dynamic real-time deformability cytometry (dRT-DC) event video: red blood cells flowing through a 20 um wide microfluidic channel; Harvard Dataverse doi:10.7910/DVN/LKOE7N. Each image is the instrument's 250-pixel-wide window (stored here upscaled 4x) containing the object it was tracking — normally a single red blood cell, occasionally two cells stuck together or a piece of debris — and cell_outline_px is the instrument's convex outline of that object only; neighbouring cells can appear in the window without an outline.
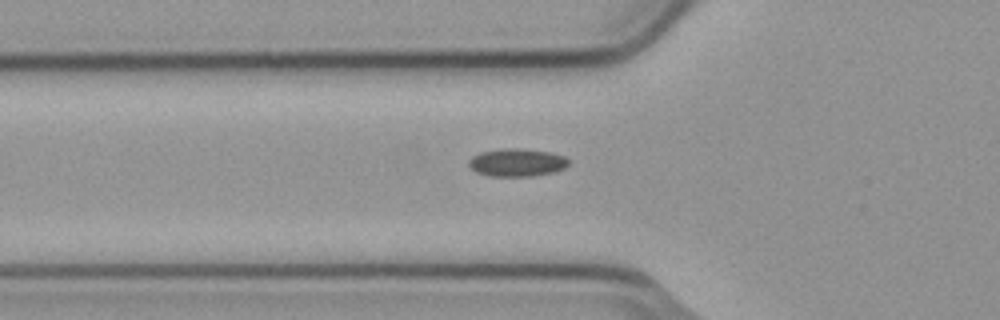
{"species": "common noctule bat (a hibernating species)", "species_latin": "Nyctalus noctula", "temperature_condition": "cold", "stored_images_in_passage": 4, "camera_frame_rate_fps": 3000, "um_per_image_px": 0.085, "animal": {"sex": "male", "body_mass_g": 23.1, "forearm_length_mm": 52.7}, "frame": {"image": 1, "passage_image": 3, "time_ms": 0.667, "image_size_px": [1000, 320], "cell_outline_px": [[568, 164], [564, 168], [552, 172], [532, 176], [488, 176], [476, 172], [468, 164], [468, 160], [472, 156], [480, 152], [504, 148], [520, 148], [552, 152], [564, 156], [568, 160]], "centroid_in_image_um": [43.92, 13.8], "position_along_channel_um": 81.9, "area_um2": 16.24}}
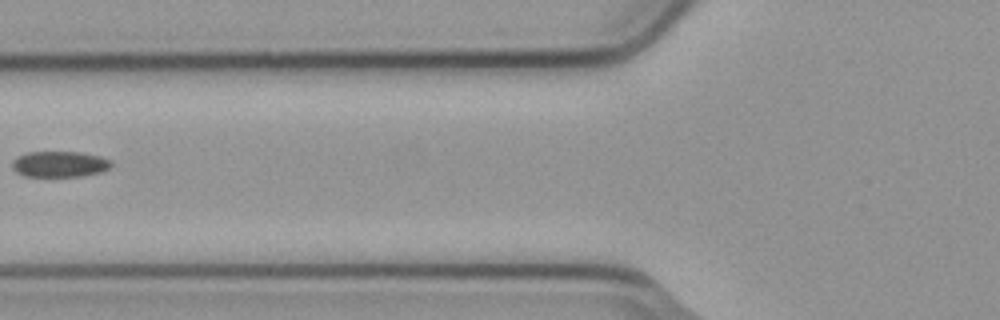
{"frame": {"image": 2, "passage_image": 4, "time_ms": 1.0, "image_size_px": [1000, 320], "cell_outline_px": [[112, 164], [108, 168], [100, 172], [80, 176], [24, 176], [16, 172], [12, 168], [12, 160], [28, 152], [80, 152], [100, 156], [112, 160]], "centroid_in_image_um": [5.06, 13.95], "position_along_channel_um": 120.7, "area_um2": 14.85}}